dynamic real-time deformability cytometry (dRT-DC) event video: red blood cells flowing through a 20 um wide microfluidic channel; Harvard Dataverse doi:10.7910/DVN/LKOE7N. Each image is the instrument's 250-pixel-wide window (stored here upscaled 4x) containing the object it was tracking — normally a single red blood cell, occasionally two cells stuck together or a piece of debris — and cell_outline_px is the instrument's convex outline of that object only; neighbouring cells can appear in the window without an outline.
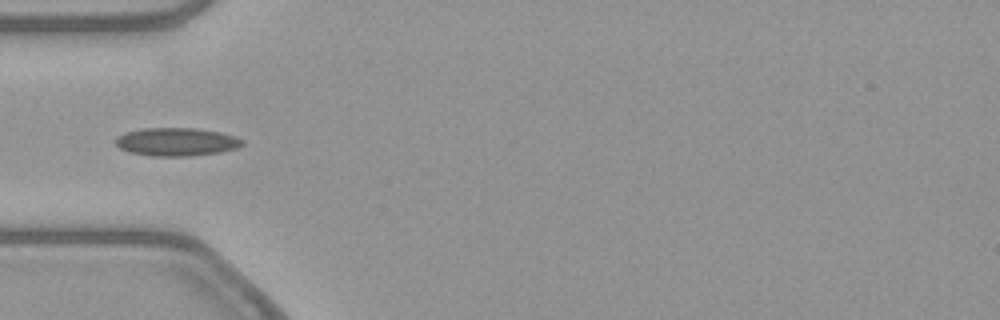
{"species": "common noctule bat (a hibernating species)", "species_latin": "Nyctalus noctula", "temperature_condition": "warm", "stored_images_in_passage": 37, "camera_frame_rate_fps": 3000, "um_per_image_px": 0.085, "animal": {"sex": "female", "body_mass_g": 21.9}, "frame": {"image": 1, "passage_image": 1, "time_ms": 0.0, "image_size_px": [1000, 320], "cell_outline_px": [[244, 144], [236, 148], [220, 152], [188, 156], [152, 156], [128, 152], [120, 148], [116, 144], [116, 136], [128, 132], [144, 128], [196, 128], [220, 132], [236, 136], [244, 140]], "centroid_in_image_um": [15.02, 12.06], "position_along_channel_um": 70.0, "area_um2": 20.81}}
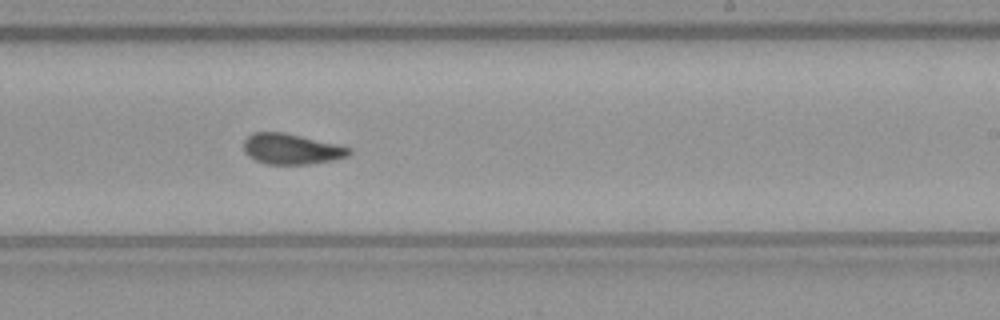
{"frame": {"image": 2, "passage_image": 16, "time_ms": 5.0, "image_size_px": [1000, 320], "cell_outline_px": [[352, 152], [348, 156], [332, 160], [308, 164], [268, 164], [256, 160], [248, 156], [244, 152], [244, 140], [252, 132], [284, 132], [336, 144], [352, 148]], "centroid_in_image_um": [24.76, 12.66], "position_along_channel_um": 264.2, "area_um2": 18.73}}
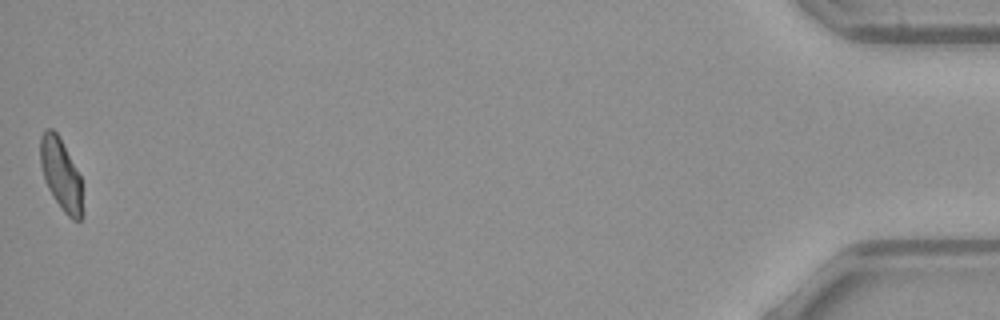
{"frame": {"image": 3, "passage_image": 37, "time_ms": 12.0, "image_size_px": [1000, 320], "cell_outline_px": [[84, 216], [80, 220], [72, 220], [64, 212], [48, 188], [44, 180], [40, 164], [40, 136], [48, 128], [52, 128], [56, 132], [80, 176], [84, 212]], "centroid_in_image_um": [5.19, 14.88], "position_along_channel_um": 430.0, "area_um2": 17.51}}